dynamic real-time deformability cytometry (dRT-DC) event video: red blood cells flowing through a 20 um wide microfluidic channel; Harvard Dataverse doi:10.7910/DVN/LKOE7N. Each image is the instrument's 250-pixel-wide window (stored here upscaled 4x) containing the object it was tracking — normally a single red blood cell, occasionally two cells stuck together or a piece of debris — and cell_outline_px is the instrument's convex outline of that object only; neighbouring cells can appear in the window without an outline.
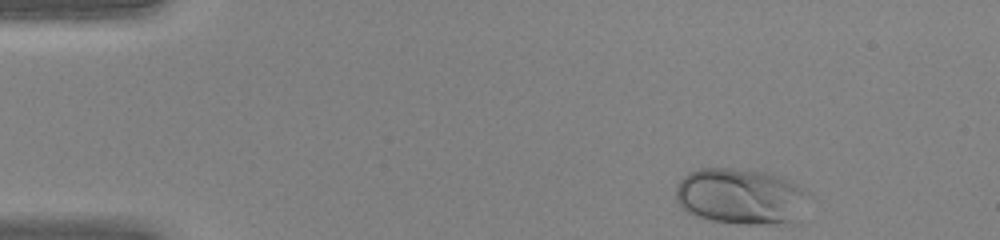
{"species": "human", "species_latin": "Homo sapiens", "temperature_condition": "warm", "stored_images_in_passage": 40, "camera_frame_rate_fps": 3000, "um_per_image_px": 0.085, "donor": {"sex": "female"}, "frame": {"image": 1, "passage_image": 1, "time_ms": 0.0, "image_size_px": [1000, 240], "cell_outline_px": [[812, 196], [796, 224], [740, 224], [708, 220], [696, 216], [688, 212], [676, 200], [676, 184], [688, 172], [700, 168], [732, 168], [768, 172], [780, 176], [812, 192]], "centroid_in_image_um": [63.05, 16.71], "position_along_channel_um": 22.0, "area_um2": 44.51}}
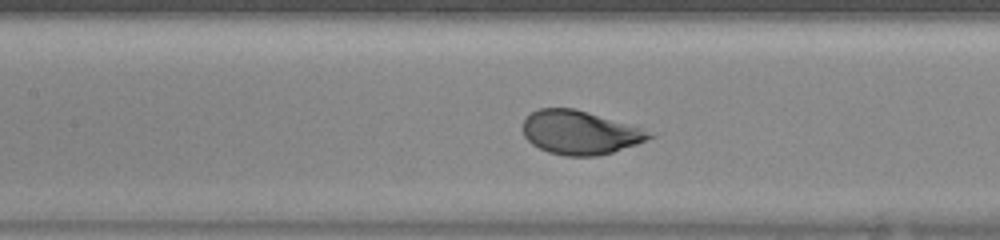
{"frame": {"image": 2, "passage_image": 16, "time_ms": 5.0, "image_size_px": [1000, 240], "cell_outline_px": [[660, 132], [656, 136], [636, 144], [612, 152], [596, 156], [564, 156], [548, 152], [532, 144], [524, 136], [520, 128], [524, 120], [532, 112], [540, 108], [572, 108], [588, 112]], "centroid_in_image_um": [49.35, 11.26], "position_along_channel_um": 158.1, "area_um2": 32.66}}
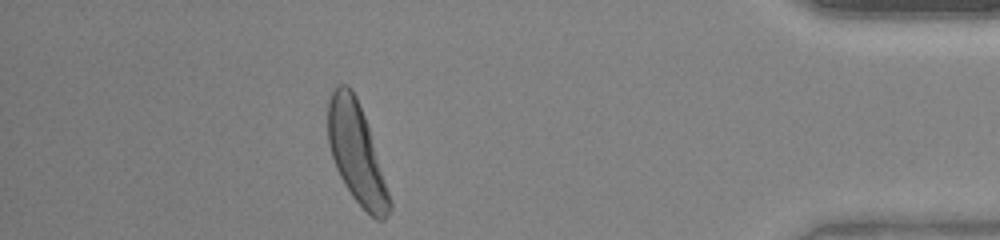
{"frame": {"image": 3, "passage_image": 35, "time_ms": 11.333, "image_size_px": [1000, 240], "cell_outline_px": [[392, 208], [388, 216], [384, 220], [376, 220], [352, 196], [344, 184], [336, 168], [328, 144], [328, 100], [332, 92], [340, 84], [348, 84], [352, 88], [356, 96], [364, 116], [368, 128], [392, 204]], "centroid_in_image_um": [30.28, 13.02], "position_along_channel_um": 404.9, "area_um2": 35.08}}